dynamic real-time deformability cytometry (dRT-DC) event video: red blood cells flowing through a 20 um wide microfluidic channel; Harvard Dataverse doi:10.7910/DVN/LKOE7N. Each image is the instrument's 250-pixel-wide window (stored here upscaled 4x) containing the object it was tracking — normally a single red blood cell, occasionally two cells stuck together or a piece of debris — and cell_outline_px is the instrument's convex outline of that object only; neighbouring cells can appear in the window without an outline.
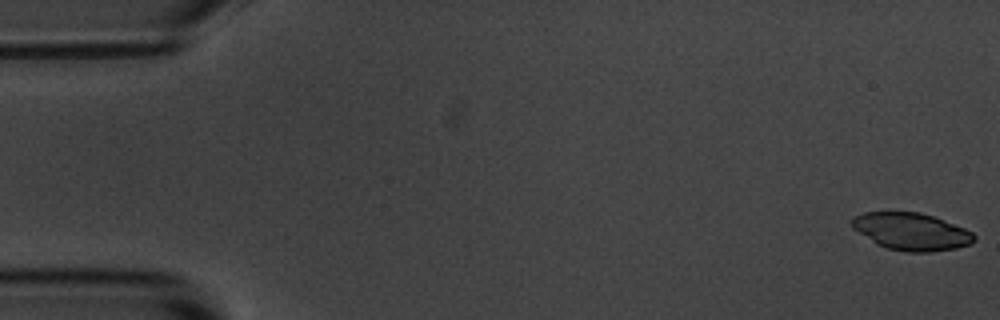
{"species": "common noctule bat (a hibernating species)", "species_latin": "Nyctalus noctula", "temperature_condition": "room temperature", "stored_images_in_passage": 5, "camera_frame_rate_fps": 3000, "um_per_image_px": 0.085, "animal": {"sex": "male", "body_mass_g": 20.1, "forearm_length_mm": 53.5}, "frame": {"image": 1, "passage_image": 1, "time_ms": 0.0, "image_size_px": [1000, 320], "cell_outline_px": [[976, 240], [968, 244], [956, 248], [932, 252], [904, 252], [888, 248], [876, 244], [852, 228], [852, 216], [864, 212], [920, 212], [932, 216], [964, 228], [972, 232], [976, 236]], "centroid_in_image_um": [77.44, 19.68], "position_along_channel_um": 7.6, "area_um2": 26.53}}